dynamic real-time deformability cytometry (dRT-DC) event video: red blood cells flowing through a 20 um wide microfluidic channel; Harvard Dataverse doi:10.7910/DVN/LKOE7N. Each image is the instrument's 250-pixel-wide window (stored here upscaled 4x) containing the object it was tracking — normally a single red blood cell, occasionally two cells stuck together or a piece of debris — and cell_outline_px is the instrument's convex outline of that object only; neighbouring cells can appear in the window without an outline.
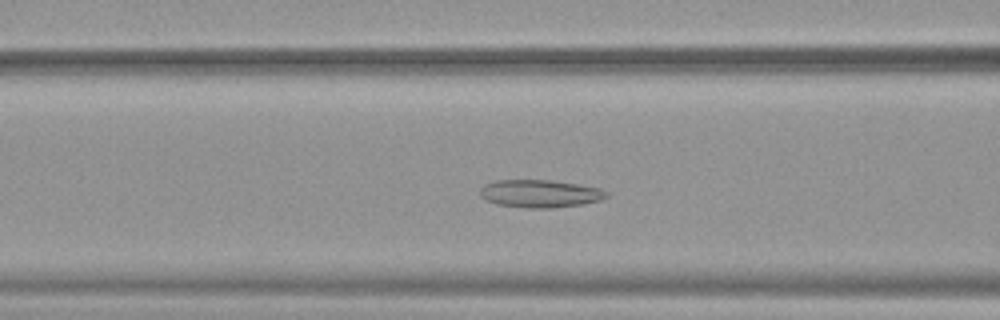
{"species": "common noctule bat (a hibernating species)", "species_latin": "Nyctalus noctula", "temperature_condition": "warm", "stored_images_in_passage": 48, "camera_frame_rate_fps": 3000, "um_per_image_px": 0.085, "animal": {"sex": "female", "body_mass_g": 19.9}, "frame": {"image": 1, "passage_image": 17, "time_ms": 5.333, "image_size_px": [1000, 320], "cell_outline_px": [[608, 196], [600, 200], [584, 204], [552, 208], [528, 208], [496, 204], [484, 200], [480, 196], [480, 188], [484, 184], [496, 180], [548, 180], [576, 184], [600, 188], [608, 192]], "centroid_in_image_um": [45.87, 16.46], "position_along_channel_um": 120.7, "area_um2": 20.52}}
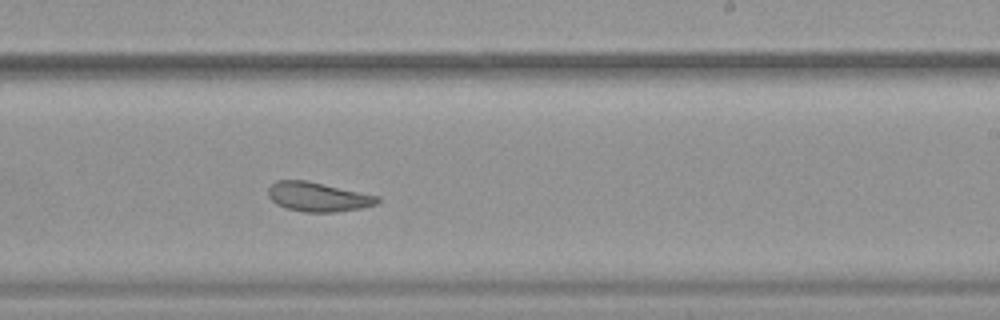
{"frame": {"image": 2, "passage_image": 28, "time_ms": 9.0, "image_size_px": [1000, 320], "cell_outline_px": [[380, 200], [376, 204], [360, 208], [336, 212], [304, 212], [288, 208], [276, 204], [268, 196], [268, 188], [276, 180], [308, 180], [380, 196]], "centroid_in_image_um": [27.03, 16.72], "position_along_channel_um": 262.0, "area_um2": 18.73}}
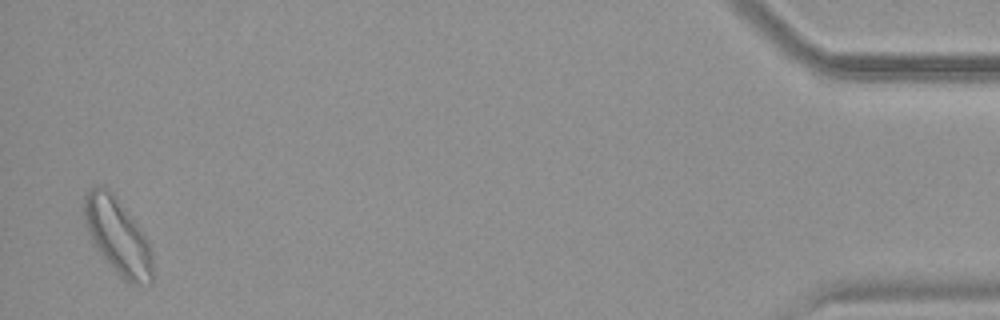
{"frame": {"image": 3, "passage_image": 47, "time_ms": 15.333, "image_size_px": [1000, 320], "cell_outline_px": [[152, 284], [132, 284], [124, 280], [116, 272], [92, 244], [84, 220], [84, 196], [92, 188], [104, 184], [112, 192], [148, 240], [152, 252]], "centroid_in_image_um": [9.99, 20.1], "position_along_channel_um": 425.2, "area_um2": 30.06}, "authors_computed_cell_mechanics": {"area_um2": 22.1952, "velocity_mm_per_s": 3.8641, "shape_relaxation_time_tau1_ms": null, "shape_relaxation_time_tau2_ms": 2.3938, "deformation_change_tau1": null, "deformation_change_tau2": 0.0814}}